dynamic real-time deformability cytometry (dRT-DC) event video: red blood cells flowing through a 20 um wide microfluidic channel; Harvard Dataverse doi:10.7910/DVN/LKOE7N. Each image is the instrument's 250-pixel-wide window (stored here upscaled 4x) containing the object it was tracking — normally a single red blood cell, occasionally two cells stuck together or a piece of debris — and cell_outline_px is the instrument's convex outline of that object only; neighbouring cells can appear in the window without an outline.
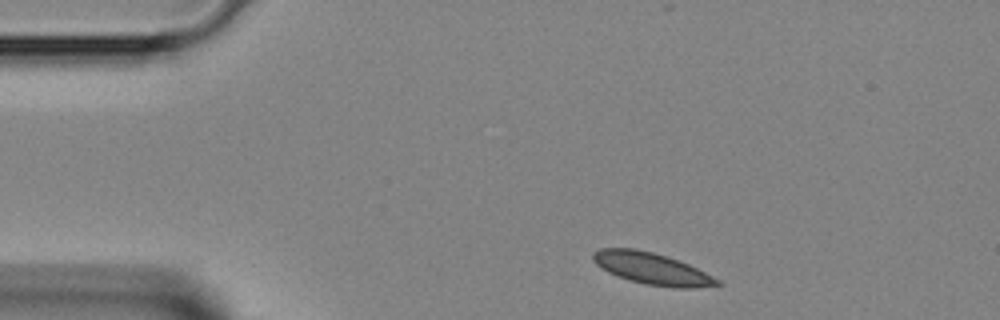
{"species": "Egyptian fruit bat (a non-hibernating species)", "species_latin": "Rousettus aegyptiacus", "temperature_condition": "room temperature", "stored_images_in_passage": 38, "camera_frame_rate_fps": 3000, "um_per_image_px": 0.085, "animal": {"sex": "female"}, "frame": {"image": 1, "passage_image": 1, "time_ms": 0.0, "image_size_px": [1000, 320], "cell_outline_px": [[724, 284], [696, 288], [672, 288], [644, 284], [628, 280], [616, 276], [608, 272], [596, 264], [592, 260], [592, 252], [600, 248], [636, 248], [668, 256], [688, 264], [720, 280]], "centroid_in_image_um": [55.39, 22.83], "position_along_channel_um": 29.6, "area_um2": 23.18}}
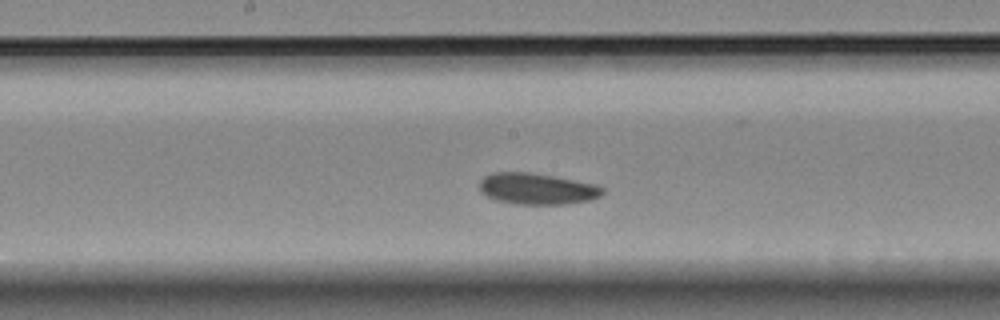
{"frame": {"image": 2, "passage_image": 16, "time_ms": 5.0, "image_size_px": [1000, 320], "cell_outline_px": [[604, 192], [600, 196], [588, 200], [568, 204], [516, 204], [496, 200], [480, 192], [480, 180], [484, 176], [492, 172], [532, 172], [596, 184], [604, 188]], "centroid_in_image_um": [45.64, 16.04], "position_along_channel_um": 202.6, "area_um2": 22.48}}
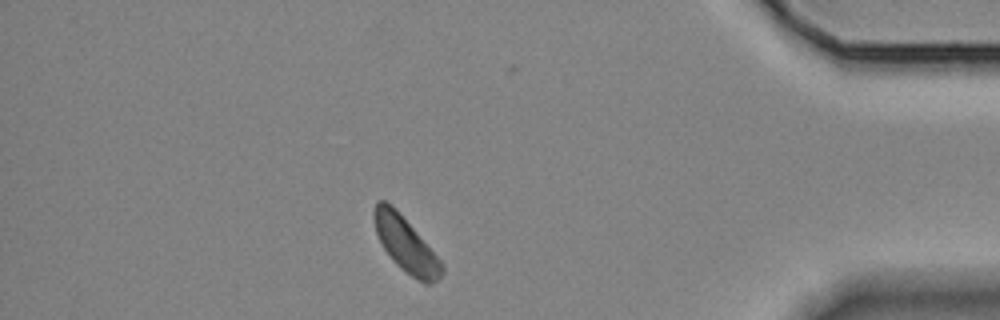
{"frame": {"image": 3, "passage_image": 32, "time_ms": 10.333, "image_size_px": [1000, 320], "cell_outline_px": [[444, 272], [432, 284], [424, 284], [404, 272], [392, 260], [384, 248], [376, 232], [372, 216], [372, 212], [376, 200], [384, 200], [392, 204], [396, 208], [444, 264]], "centroid_in_image_um": [34.47, 20.77], "position_along_channel_um": 400.7, "area_um2": 21.79}}